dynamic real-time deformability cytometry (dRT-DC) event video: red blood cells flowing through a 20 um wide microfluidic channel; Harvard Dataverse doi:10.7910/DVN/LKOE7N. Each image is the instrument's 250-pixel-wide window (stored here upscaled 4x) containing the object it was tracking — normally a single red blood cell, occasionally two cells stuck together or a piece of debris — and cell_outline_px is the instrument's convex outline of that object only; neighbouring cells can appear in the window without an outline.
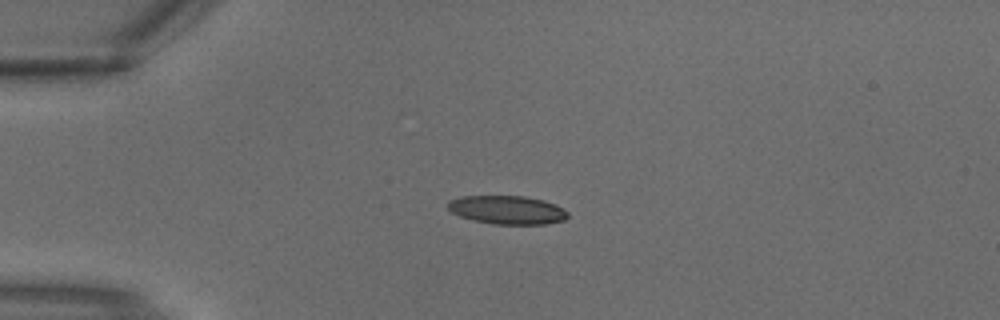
{"species": "common noctule bat (a hibernating species)", "species_latin": "Nyctalus noctula", "temperature_condition": "warm", "stored_images_in_passage": 2, "camera_frame_rate_fps": 3000, "um_per_image_px": 0.085, "animal": {"sex": "male", "body_mass_g": 18.8}, "frame": {"image": 1, "passage_image": 2, "time_ms": 0.333, "image_size_px": [1000, 320], "cell_outline_px": [[568, 216], [564, 220], [544, 224], [492, 224], [472, 220], [460, 216], [452, 212], [448, 208], [448, 200], [460, 196], [524, 196], [544, 200], [568, 212]], "centroid_in_image_um": [43.07, 17.84], "position_along_channel_um": 41.9, "area_um2": 19.83}}